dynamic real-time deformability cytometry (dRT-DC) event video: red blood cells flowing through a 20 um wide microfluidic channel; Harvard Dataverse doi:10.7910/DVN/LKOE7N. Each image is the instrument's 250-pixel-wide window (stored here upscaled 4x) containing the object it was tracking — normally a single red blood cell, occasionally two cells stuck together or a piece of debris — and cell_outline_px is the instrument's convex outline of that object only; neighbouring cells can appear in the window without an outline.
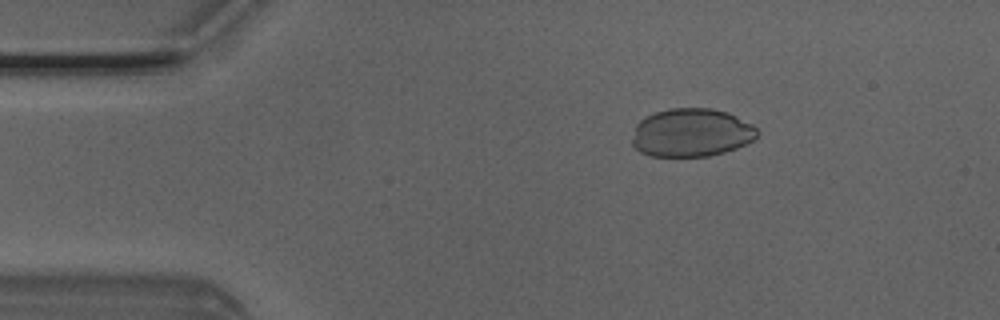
{"species": "Egyptian fruit bat (a non-hibernating species)", "species_latin": "Rousettus aegyptiacus", "temperature_condition": "room temperature", "stored_images_in_passage": 8, "camera_frame_rate_fps": 3000, "um_per_image_px": 0.085, "animal": {"sex": "male"}, "frame": {"image": 1, "passage_image": 3, "time_ms": 0.667, "image_size_px": [1000, 320], "cell_outline_px": [[760, 132], [752, 140], [736, 148], [724, 152], [708, 156], [652, 156], [640, 152], [632, 144], [632, 140], [636, 124], [644, 116], [668, 108], [712, 108], [728, 112], [752, 124]], "centroid_in_image_um": [58.76, 11.26], "position_along_channel_um": 26.2, "area_um2": 35.26}}